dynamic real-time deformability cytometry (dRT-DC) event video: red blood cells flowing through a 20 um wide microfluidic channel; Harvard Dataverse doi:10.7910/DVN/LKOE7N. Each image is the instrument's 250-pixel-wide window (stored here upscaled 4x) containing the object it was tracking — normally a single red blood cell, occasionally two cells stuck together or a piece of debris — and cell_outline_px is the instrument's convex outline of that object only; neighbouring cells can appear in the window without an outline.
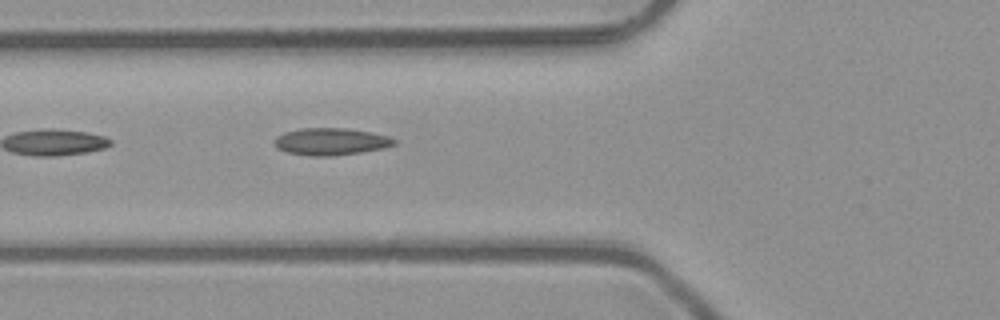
{"species": "common noctule bat (a hibernating species)", "species_latin": "Nyctalus noctula", "temperature_condition": "room temperature", "stored_images_in_passage": 3, "camera_frame_rate_fps": 3000, "um_per_image_px": 0.085, "animal": {"sex": "male", "body_mass_g": 23.1, "forearm_length_mm": 52.7}, "frame": {"image": 1, "passage_image": 3, "time_ms": 0.667, "image_size_px": [1000, 320], "cell_outline_px": [[396, 144], [384, 148], [360, 152], [332, 156], [308, 156], [288, 152], [276, 148], [276, 136], [284, 132], [300, 128], [348, 128], [388, 136], [396, 140]], "centroid_in_image_um": [28.12, 12.03], "position_along_channel_um": 97.7, "area_um2": 18.84}}